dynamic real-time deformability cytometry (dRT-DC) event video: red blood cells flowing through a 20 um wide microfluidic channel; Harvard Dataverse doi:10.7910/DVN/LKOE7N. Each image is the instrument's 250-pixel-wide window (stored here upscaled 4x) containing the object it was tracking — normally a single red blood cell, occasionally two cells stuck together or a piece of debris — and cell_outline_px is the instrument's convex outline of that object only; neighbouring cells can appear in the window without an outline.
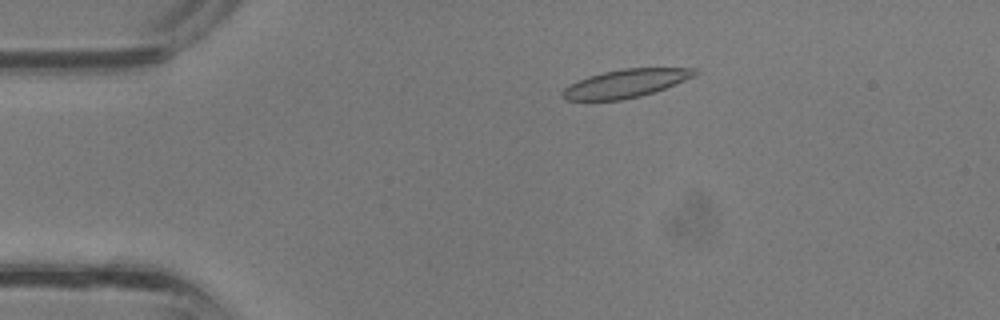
{"species": "common noctule bat (a hibernating species)", "species_latin": "Nyctalus noctula", "temperature_condition": "room temperature", "stored_images_in_passage": 37, "camera_frame_rate_fps": 3000, "um_per_image_px": 0.085, "animal": {"sex": "male", "body_mass_g": 13.3}, "frame": {"image": 1, "passage_image": 7, "time_ms": 2.0, "image_size_px": [1000, 320], "cell_outline_px": [[700, 72], [684, 80], [664, 88], [640, 96], [620, 100], [564, 100], [560, 96], [560, 92], [568, 84], [576, 80], [588, 76], [604, 72], [624, 68], [700, 68]], "centroid_in_image_um": [53.11, 7.09], "position_along_channel_um": 31.9, "area_um2": 21.73}}
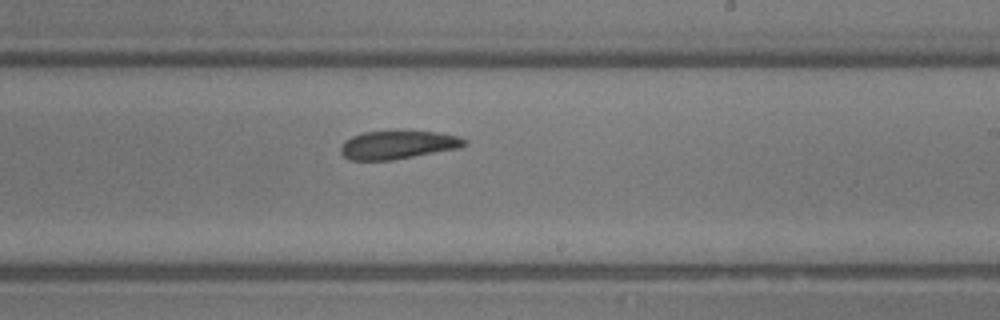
{"frame": {"image": 2, "passage_image": 22, "time_ms": 7.0, "image_size_px": [1000, 320], "cell_outline_px": [[468, 144], [460, 148], [392, 160], [352, 160], [344, 156], [340, 152], [340, 144], [344, 140], [352, 136], [364, 132], [436, 132], [460, 136]], "centroid_in_image_um": [33.8, 12.32], "position_along_channel_um": 255.2, "area_um2": 20.23}}
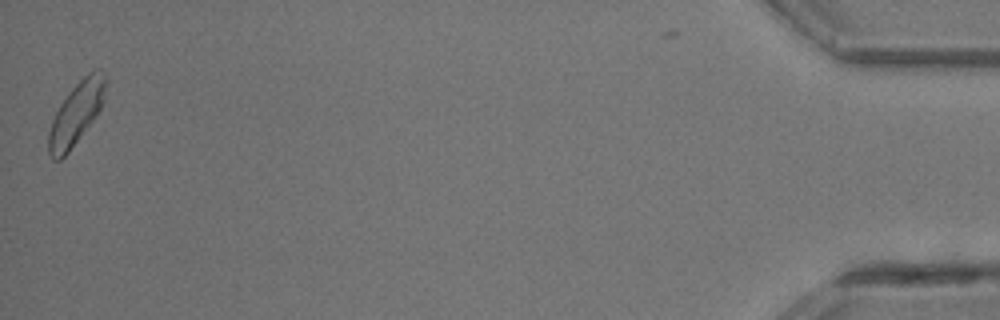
{"frame": {"image": 3, "passage_image": 37, "time_ms": 12.0, "image_size_px": [1000, 320], "cell_outline_px": [[108, 80], [104, 100], [96, 116], [68, 152], [60, 160], [52, 160], [48, 152], [48, 132], [52, 120], [60, 104], [68, 92], [88, 72], [96, 68], [100, 68], [108, 76]], "centroid_in_image_um": [6.51, 9.59], "position_along_channel_um": 428.7, "area_um2": 20.92}}